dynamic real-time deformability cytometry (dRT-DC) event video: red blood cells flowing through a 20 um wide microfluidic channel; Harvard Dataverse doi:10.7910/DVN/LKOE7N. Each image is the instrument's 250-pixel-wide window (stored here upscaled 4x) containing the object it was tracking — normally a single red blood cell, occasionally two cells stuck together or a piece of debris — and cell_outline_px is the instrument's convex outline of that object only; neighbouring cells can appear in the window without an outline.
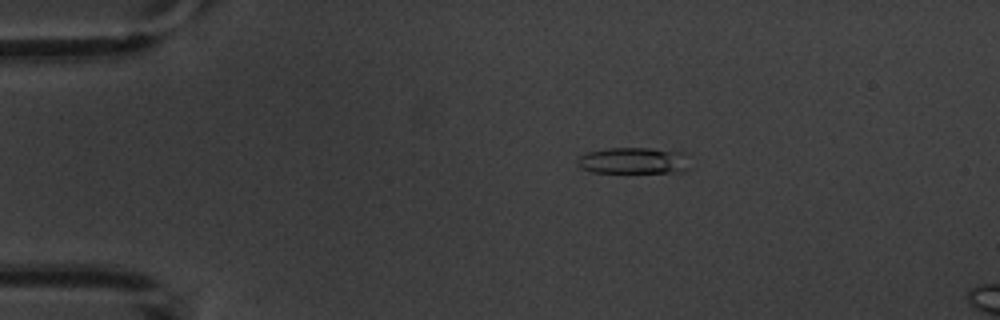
{"species": "common noctule bat (a hibernating species)", "species_latin": "Nyctalus noctula", "temperature_condition": "warm", "stored_images_in_passage": 6, "camera_frame_rate_fps": 3000, "um_per_image_px": 0.085, "animal": {"sex": "male", "body_mass_g": 20.1, "forearm_length_mm": 53.5}, "frame": {"image": 1, "passage_image": 4, "time_ms": 3.333, "image_size_px": [1000, 320], "cell_outline_px": [[688, 168], [684, 172], [592, 172], [580, 168], [576, 160], [580, 156], [588, 152], [608, 148], [648, 148], [680, 152]], "centroid_in_image_um": [53.76, 13.66], "position_along_channel_um": 31.2, "area_um2": 16.88}}